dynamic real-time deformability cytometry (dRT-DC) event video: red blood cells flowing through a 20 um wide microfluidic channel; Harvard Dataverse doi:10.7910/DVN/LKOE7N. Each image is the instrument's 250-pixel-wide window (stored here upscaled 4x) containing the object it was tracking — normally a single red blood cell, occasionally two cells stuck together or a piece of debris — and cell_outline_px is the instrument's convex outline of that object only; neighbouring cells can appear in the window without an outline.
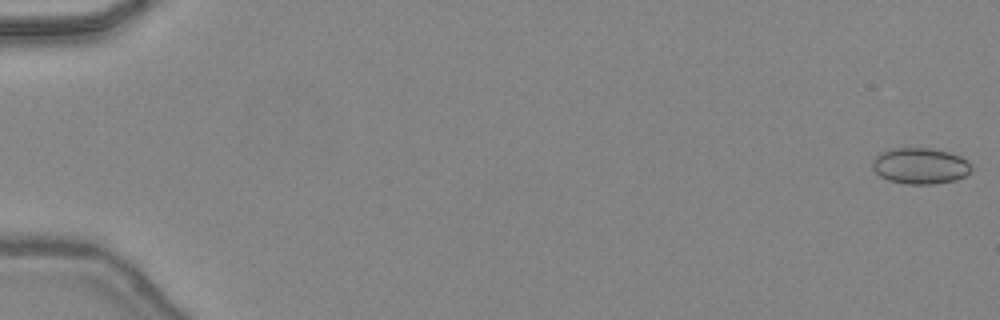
{"species": "common noctule bat (a hibernating species)", "species_latin": "Nyctalus noctula", "temperature_condition": "warm", "stored_images_in_passage": 47, "camera_frame_rate_fps": 3000, "um_per_image_px": 0.085, "animal": {"sex": "female", "body_mass_g": 24.6, "forearm_length_mm": 56.2}, "frame": {"image": 1, "passage_image": 1, "time_ms": 0.0, "image_size_px": [1000, 320], "cell_outline_px": [[972, 168], [964, 176], [956, 180], [936, 184], [904, 184], [888, 180], [880, 176], [872, 168], [872, 160], [880, 152], [892, 148], [932, 148], [948, 152], [960, 156], [968, 160], [972, 164]], "centroid_in_image_um": [78.21, 14.1], "position_along_channel_um": 6.8, "area_um2": 21.04}}
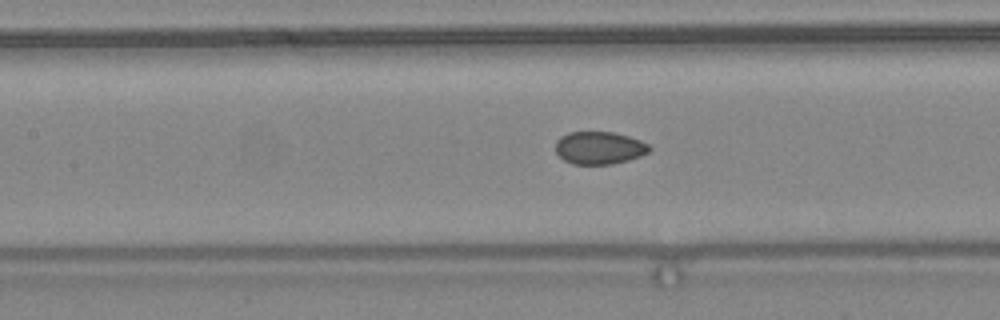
{"frame": {"image": 2, "passage_image": 23, "time_ms": 7.333, "image_size_px": [1000, 320], "cell_outline_px": [[652, 148], [648, 152], [640, 156], [628, 160], [612, 164], [572, 164], [564, 160], [556, 152], [556, 140], [560, 136], [568, 132], [612, 132], [628, 136], [640, 140], [648, 144]], "centroid_in_image_um": [50.93, 12.56], "position_along_channel_um": 156.5, "area_um2": 17.86}}
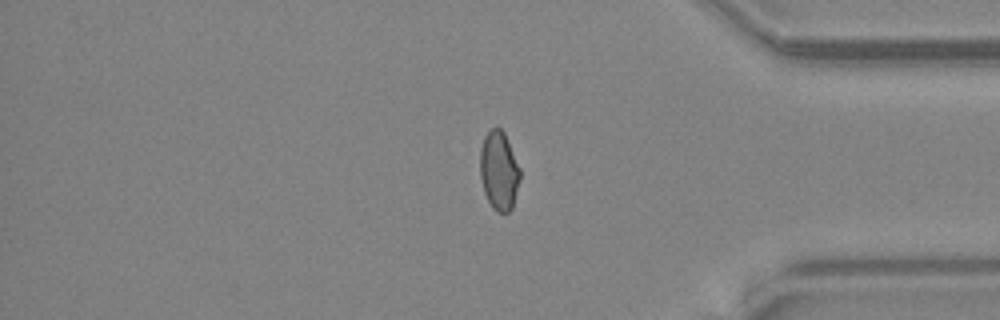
{"frame": {"image": 3, "passage_image": 40, "time_ms": 13.0, "image_size_px": [1000, 320], "cell_outline_px": [[520, 180], [512, 208], [508, 212], [496, 212], [492, 208], [484, 192], [480, 176], [480, 148], [484, 136], [496, 124], [504, 132], [508, 140], [520, 168]], "centroid_in_image_um": [42.41, 14.49], "position_along_channel_um": 392.8, "area_um2": 18.55}, "authors_computed_cell_mechanics": {"area_um2": 18.8428, "velocity_mm_per_s": 4.4943, "shape_relaxation_time_tau1_ms": null, "shape_relaxation_time_tau2_ms": 0.9888, "deformation_change_tau1": null, "deformation_change_tau2": 0.0389}}